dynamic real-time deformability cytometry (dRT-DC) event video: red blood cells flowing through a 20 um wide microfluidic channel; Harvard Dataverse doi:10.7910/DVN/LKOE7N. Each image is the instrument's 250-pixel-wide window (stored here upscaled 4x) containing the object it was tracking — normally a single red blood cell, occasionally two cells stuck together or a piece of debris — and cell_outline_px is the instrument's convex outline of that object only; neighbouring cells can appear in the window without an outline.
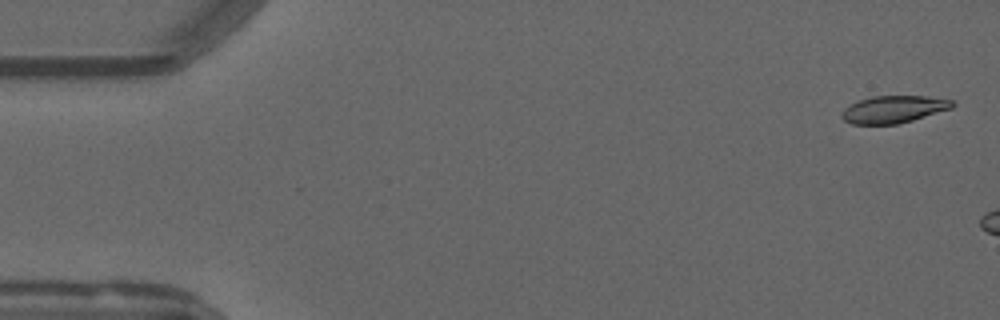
{"species": "common noctule bat (a hibernating species)", "species_latin": "Nyctalus noctula", "temperature_condition": "warm", "stored_images_in_passage": 7, "camera_frame_rate_fps": 3000, "um_per_image_px": 0.085, "animal": {"sex": "male", "forearm_length_mm": 52.5}, "frame": {"image": 1, "passage_image": 2, "time_ms": 0.333, "image_size_px": [1000, 320], "cell_outline_px": [[956, 104], [952, 108], [912, 120], [896, 124], [852, 124], [844, 120], [840, 116], [844, 108], [860, 100], [872, 96], [928, 96], [952, 100]], "centroid_in_image_um": [75.96, 9.29], "position_along_channel_um": 9.0, "area_um2": 17.46}}